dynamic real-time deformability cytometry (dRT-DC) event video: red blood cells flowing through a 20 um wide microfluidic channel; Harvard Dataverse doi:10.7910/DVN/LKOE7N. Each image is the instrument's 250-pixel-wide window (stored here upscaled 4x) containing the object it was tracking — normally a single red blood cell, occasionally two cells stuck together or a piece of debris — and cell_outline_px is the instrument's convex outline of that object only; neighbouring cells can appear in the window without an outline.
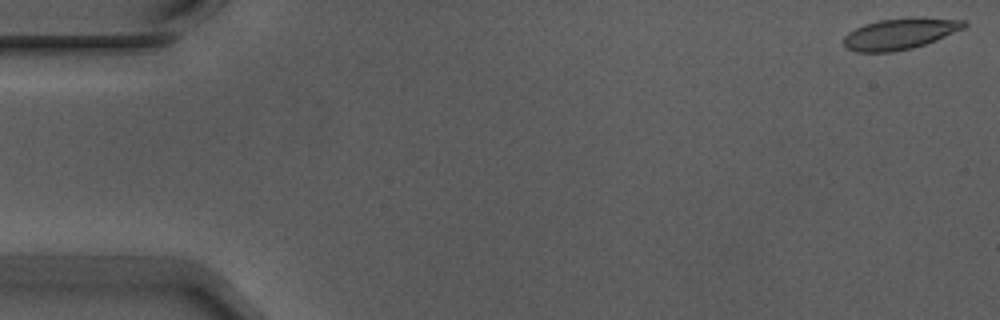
{"species": "Egyptian fruit bat (a non-hibernating species)", "species_latin": "Rousettus aegyptiacus", "temperature_condition": "warm", "stored_images_in_passage": 55, "camera_frame_rate_fps": 3000, "um_per_image_px": 0.085, "animal": {"sex": "male"}, "frame": {"image": 1, "passage_image": 1, "time_ms": 0.0, "image_size_px": [1000, 320], "cell_outline_px": [[968, 24], [964, 28], [936, 40], [912, 48], [892, 52], [856, 52], [844, 48], [844, 36], [848, 32], [864, 24], [876, 20], [912, 16], [920, 16], [964, 20]], "centroid_in_image_um": [76.49, 2.85], "position_along_channel_um": 8.5, "area_um2": 22.25}}
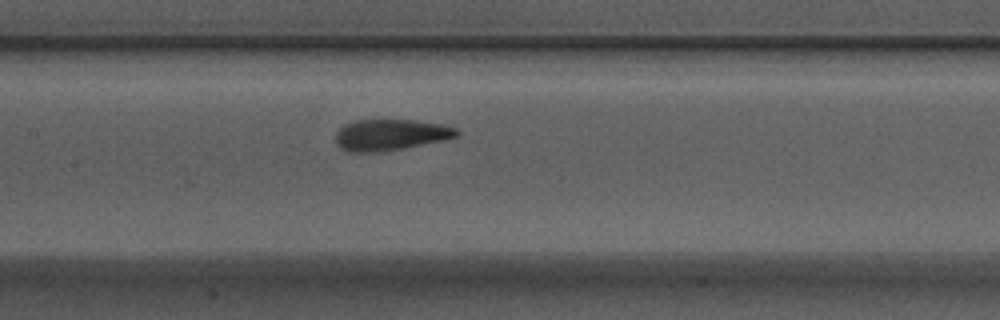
{"frame": {"image": 2, "passage_image": 26, "time_ms": 8.333, "image_size_px": [1000, 320], "cell_outline_px": [[460, 136], [444, 140], [404, 148], [376, 152], [348, 152], [340, 148], [336, 144], [336, 132], [344, 124], [356, 120], [416, 120], [440, 124], [456, 128], [460, 132]], "centroid_in_image_um": [33.19, 11.46], "position_along_channel_um": 174.2, "area_um2": 22.08}}
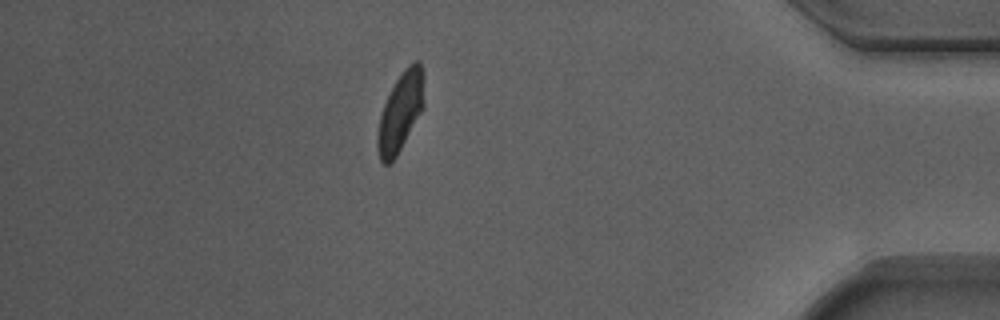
{"frame": {"image": 3, "passage_image": 48, "time_ms": 15.667, "image_size_px": [1000, 320], "cell_outline_px": [[424, 108], [396, 156], [388, 164], [384, 164], [380, 160], [376, 144], [376, 140], [380, 116], [384, 104], [396, 80], [404, 68], [412, 60], [420, 60], [424, 72]], "centroid_in_image_um": [34.07, 9.45], "position_along_channel_um": 401.1, "area_um2": 21.56}, "authors_computed_cell_mechanics": {"area_um2": 21.9062, "velocity_mm_per_s": 3.7101, "shape_relaxation_time_tau1_ms": 4.0172, "shape_relaxation_time_tau2_ms": 1.2475, "deformation_change_tau1": 0.1725, "deformation_change_tau2": 0.0861}}